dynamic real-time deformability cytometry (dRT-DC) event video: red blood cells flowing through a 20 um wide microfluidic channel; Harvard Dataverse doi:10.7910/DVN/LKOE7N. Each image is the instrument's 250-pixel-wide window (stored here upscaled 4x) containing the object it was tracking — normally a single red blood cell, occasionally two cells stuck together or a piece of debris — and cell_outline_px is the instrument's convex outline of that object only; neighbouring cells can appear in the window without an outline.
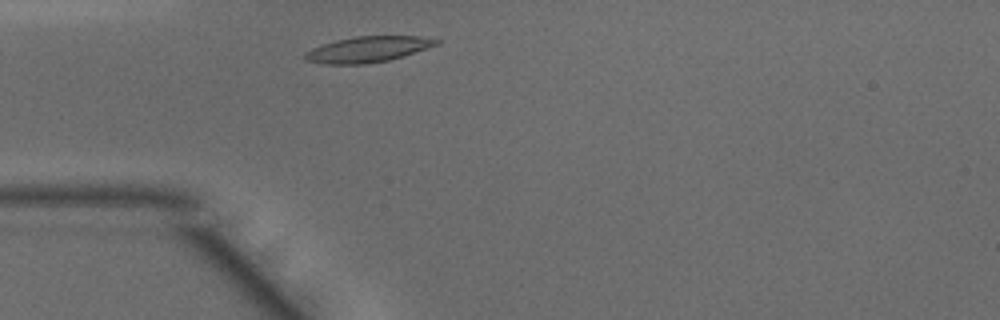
{"species": "common noctule bat (a hibernating species)", "species_latin": "Nyctalus noctula", "temperature_condition": "warm", "stored_images_in_passage": 30, "camera_frame_rate_fps": 3000, "um_per_image_px": 0.085, "animal": {"sex": "male", "body_mass_g": 15.6}, "frame": {"image": 1, "passage_image": 2, "time_ms": 0.333, "image_size_px": [1000, 320], "cell_outline_px": [[440, 44], [388, 60], [364, 64], [320, 64], [304, 60], [304, 52], [312, 48], [336, 40], [356, 36], [420, 36], [440, 40]], "centroid_in_image_um": [31.22, 4.19], "position_along_channel_um": 53.8, "area_um2": 19.65}}
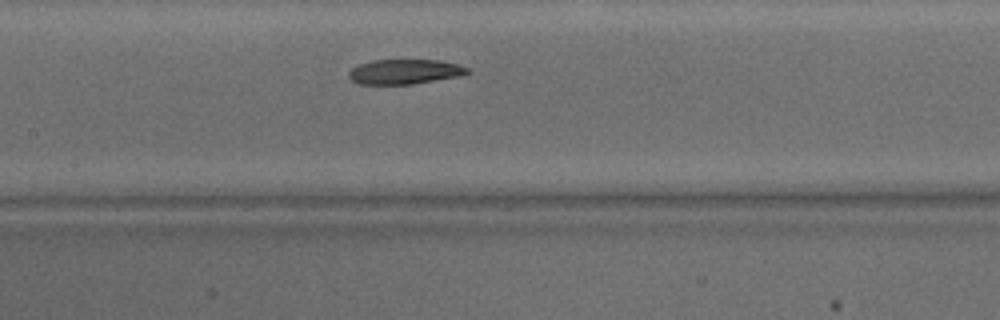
{"frame": {"image": 2, "passage_image": 11, "time_ms": 3.333, "image_size_px": [1000, 320], "cell_outline_px": [[472, 72], [460, 76], [412, 84], [360, 84], [352, 80], [348, 76], [348, 72], [352, 68], [360, 64], [372, 60], [440, 60], [456, 64], [468, 68]], "centroid_in_image_um": [34.41, 6.09], "position_along_channel_um": 173.0, "area_um2": 17.11}}
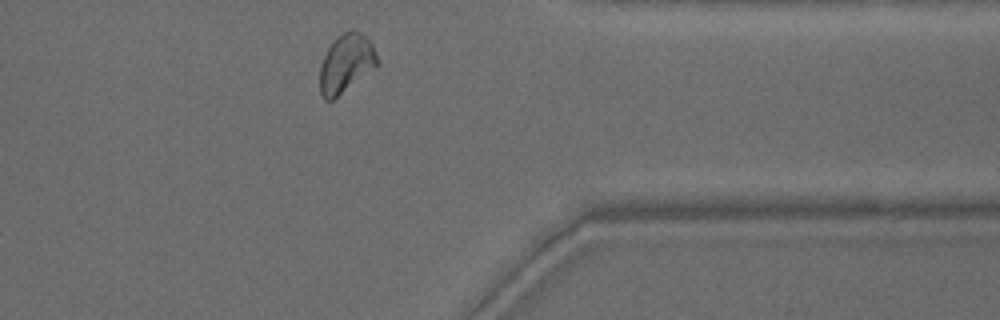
{"frame": {"image": 3, "passage_image": 27, "time_ms": 8.667, "image_size_px": [1000, 320], "cell_outline_px": [[376, 68], [332, 100], [324, 100], [320, 92], [320, 64], [328, 48], [336, 36], [352, 28], [368, 36], [372, 44], [376, 56]], "centroid_in_image_um": [29.41, 5.36], "position_along_channel_um": 382.0, "area_um2": 19.59}, "authors_computed_cell_mechanics": {"area_um2": 18.7272, "velocity_mm_per_s": 4.1468, "shape_relaxation_time_tau1_ms": 7.5001, "shape_relaxation_time_tau2_ms": 5.0197, "deformation_change_tau1": 0.1887, "deformation_change_tau2": 0.1096}}